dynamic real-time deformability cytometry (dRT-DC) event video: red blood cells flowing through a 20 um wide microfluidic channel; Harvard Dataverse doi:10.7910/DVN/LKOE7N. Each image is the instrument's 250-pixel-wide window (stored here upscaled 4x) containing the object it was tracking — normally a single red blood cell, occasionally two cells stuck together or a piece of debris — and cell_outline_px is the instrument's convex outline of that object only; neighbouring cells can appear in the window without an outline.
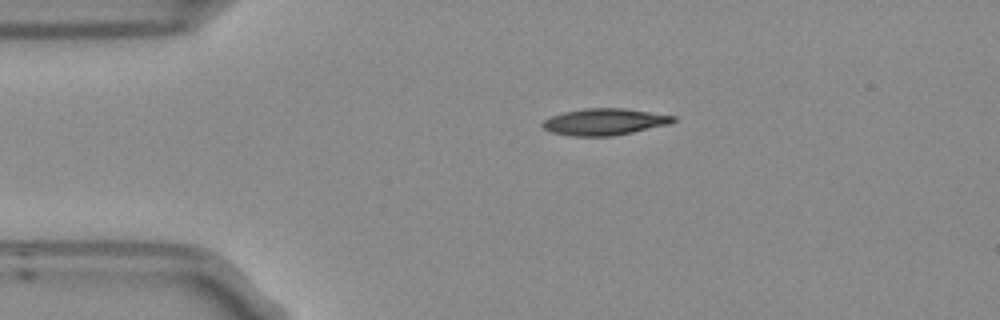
{"species": "Egyptian fruit bat (a non-hibernating species)", "species_latin": "Rousettus aegyptiacus", "temperature_condition": "room temperature", "stored_images_in_passage": 2, "camera_frame_rate_fps": 3000, "um_per_image_px": 0.085, "frame": {"image": 1, "passage_image": 1, "time_ms": 0.0, "image_size_px": [1000, 320], "cell_outline_px": [[676, 120], [668, 124], [632, 132], [612, 136], [572, 136], [552, 132], [544, 128], [540, 124], [544, 120], [552, 116], [564, 112], [584, 108], [624, 108], [676, 116]], "centroid_in_image_um": [51.37, 10.35], "position_along_channel_um": 33.6, "area_um2": 20.11}}